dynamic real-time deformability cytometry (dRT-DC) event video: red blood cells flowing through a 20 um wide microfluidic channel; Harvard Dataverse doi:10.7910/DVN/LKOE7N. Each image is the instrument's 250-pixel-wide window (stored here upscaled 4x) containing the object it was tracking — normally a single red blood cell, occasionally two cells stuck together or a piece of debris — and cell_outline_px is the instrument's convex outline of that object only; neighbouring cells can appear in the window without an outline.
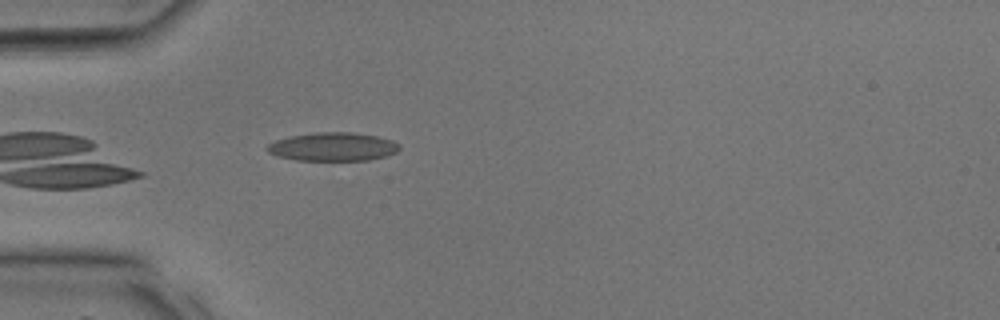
{"species": "common noctule bat (a hibernating species)", "species_latin": "Nyctalus noctula", "temperature_condition": "room temperature", "stored_images_in_passage": 25, "camera_frame_rate_fps": 3000, "um_per_image_px": 0.085, "animal": {"sex": "male", "body_mass_g": 17.9, "forearm_length_mm": 54.2}, "frame": {"image": 1, "passage_image": 1, "time_ms": 0.0, "image_size_px": [1000, 320], "cell_outline_px": [[400, 148], [396, 152], [384, 156], [368, 160], [296, 160], [280, 156], [268, 152], [264, 148], [268, 144], [276, 140], [288, 136], [316, 132], [352, 132], [376, 136], [392, 140], [400, 144]], "centroid_in_image_um": [28.28, 12.46], "position_along_channel_um": 56.7, "area_um2": 21.91}}
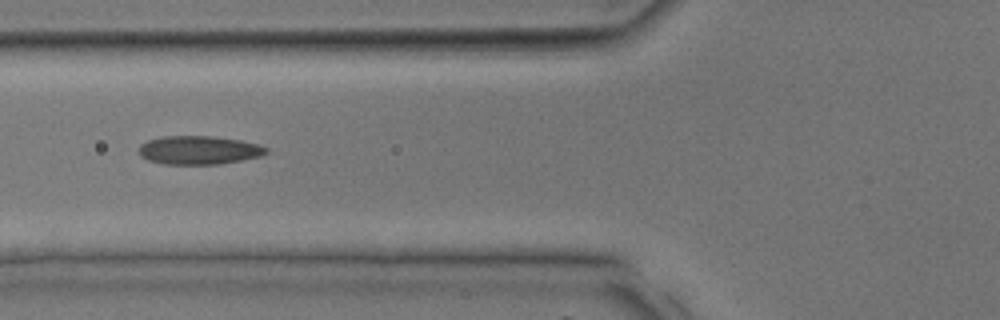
{"frame": {"image": 2, "passage_image": 4, "time_ms": 1.0, "image_size_px": [1000, 320], "cell_outline_px": [[268, 152], [260, 156], [220, 164], [164, 164], [148, 160], [140, 156], [140, 144], [148, 140], [164, 136], [212, 136], [240, 140], [260, 144], [268, 148]], "centroid_in_image_um": [16.92, 12.76], "position_along_channel_um": 108.9, "area_um2": 21.15}}
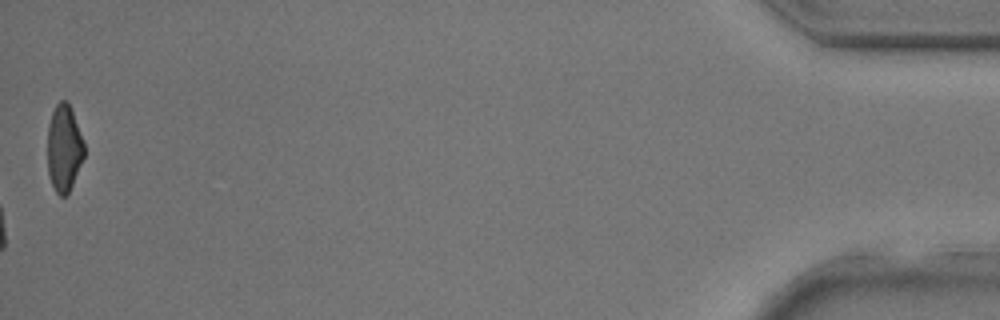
{"frame": {"image": 3, "passage_image": 25, "time_ms": 8.0, "image_size_px": [1000, 320], "cell_outline_px": [[84, 156], [72, 184], [68, 192], [64, 196], [60, 196], [56, 192], [52, 184], [48, 172], [48, 124], [52, 112], [56, 104], [60, 100], [68, 100], [84, 140]], "centroid_in_image_um": [5.44, 12.54], "position_along_channel_um": 429.8, "area_um2": 18.5}}